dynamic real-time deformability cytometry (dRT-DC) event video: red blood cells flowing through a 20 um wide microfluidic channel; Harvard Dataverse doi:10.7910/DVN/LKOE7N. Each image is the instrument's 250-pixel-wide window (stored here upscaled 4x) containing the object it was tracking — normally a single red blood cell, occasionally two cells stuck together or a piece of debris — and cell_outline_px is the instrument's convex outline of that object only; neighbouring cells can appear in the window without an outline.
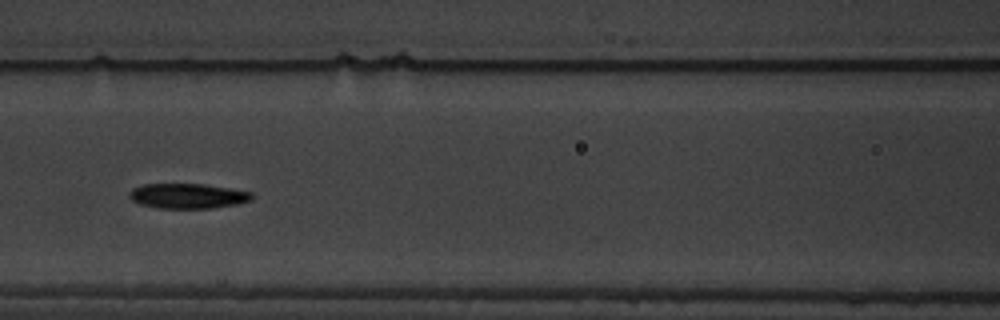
{"species": "common noctule bat (a hibernating species)", "species_latin": "Nyctalus noctula", "temperature_condition": "warm", "stored_images_in_passage": 12, "camera_frame_rate_fps": 3000, "um_per_image_px": 0.085, "animal": {"sex": "male", "body_mass_g": 19.5, "forearm_length_mm": 54.6}, "frame": {"image": 1, "passage_image": 9, "time_ms": 9.667, "image_size_px": [1000, 320], "cell_outline_px": [[252, 200], [236, 204], [212, 208], [156, 208], [140, 204], [132, 200], [128, 196], [128, 192], [132, 188], [144, 184], [204, 184], [252, 192]], "centroid_in_image_um": [15.92, 16.65], "position_along_channel_um": 150.7, "area_um2": 17.86}}